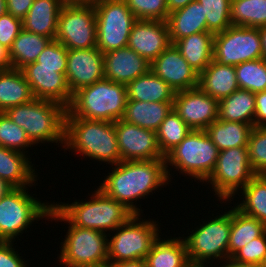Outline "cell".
<instances>
[{
    "instance_id": "6da1fadb",
    "label": "cell",
    "mask_w": 266,
    "mask_h": 267,
    "mask_svg": "<svg viewBox=\"0 0 266 267\" xmlns=\"http://www.w3.org/2000/svg\"><path fill=\"white\" fill-rule=\"evenodd\" d=\"M97 187L108 197L122 203L133 214L143 213L135 203L169 184L165 159L121 161ZM134 201V202H133ZM135 203V204H134Z\"/></svg>"
},
{
    "instance_id": "7a4b0ae2",
    "label": "cell",
    "mask_w": 266,
    "mask_h": 267,
    "mask_svg": "<svg viewBox=\"0 0 266 267\" xmlns=\"http://www.w3.org/2000/svg\"><path fill=\"white\" fill-rule=\"evenodd\" d=\"M63 148L111 166L121 162L114 122L65 117Z\"/></svg>"
},
{
    "instance_id": "3957f363",
    "label": "cell",
    "mask_w": 266,
    "mask_h": 267,
    "mask_svg": "<svg viewBox=\"0 0 266 267\" xmlns=\"http://www.w3.org/2000/svg\"><path fill=\"white\" fill-rule=\"evenodd\" d=\"M5 113L27 133L30 141L62 144L65 141V117L67 108L51 100L33 99L8 108ZM59 143V144H58Z\"/></svg>"
},
{
    "instance_id": "277c9868",
    "label": "cell",
    "mask_w": 266,
    "mask_h": 267,
    "mask_svg": "<svg viewBox=\"0 0 266 267\" xmlns=\"http://www.w3.org/2000/svg\"><path fill=\"white\" fill-rule=\"evenodd\" d=\"M127 86L103 78L73 93L66 117L115 122L123 118Z\"/></svg>"
},
{
    "instance_id": "5b68a950",
    "label": "cell",
    "mask_w": 266,
    "mask_h": 267,
    "mask_svg": "<svg viewBox=\"0 0 266 267\" xmlns=\"http://www.w3.org/2000/svg\"><path fill=\"white\" fill-rule=\"evenodd\" d=\"M93 193L89 201L75 200L70 204L60 202L53 206L72 225L103 233H112L133 215L122 203L108 197L99 188Z\"/></svg>"
},
{
    "instance_id": "8992f818",
    "label": "cell",
    "mask_w": 266,
    "mask_h": 267,
    "mask_svg": "<svg viewBox=\"0 0 266 267\" xmlns=\"http://www.w3.org/2000/svg\"><path fill=\"white\" fill-rule=\"evenodd\" d=\"M67 222L69 228L62 240L59 262L64 267H99L108 263V236L89 228L72 225L53 205L49 219Z\"/></svg>"
},
{
    "instance_id": "52a82bcc",
    "label": "cell",
    "mask_w": 266,
    "mask_h": 267,
    "mask_svg": "<svg viewBox=\"0 0 266 267\" xmlns=\"http://www.w3.org/2000/svg\"><path fill=\"white\" fill-rule=\"evenodd\" d=\"M218 147L212 142L205 130L191 132L165 156L166 172L171 182V167L180 174L206 182L210 177L217 158ZM171 167H169V166ZM169 168V169H168ZM171 170V172H170Z\"/></svg>"
},
{
    "instance_id": "ba28073f",
    "label": "cell",
    "mask_w": 266,
    "mask_h": 267,
    "mask_svg": "<svg viewBox=\"0 0 266 267\" xmlns=\"http://www.w3.org/2000/svg\"><path fill=\"white\" fill-rule=\"evenodd\" d=\"M27 188H13L0 200V241L14 242L34 221L49 219L53 203H42Z\"/></svg>"
},
{
    "instance_id": "9c48e42d",
    "label": "cell",
    "mask_w": 266,
    "mask_h": 267,
    "mask_svg": "<svg viewBox=\"0 0 266 267\" xmlns=\"http://www.w3.org/2000/svg\"><path fill=\"white\" fill-rule=\"evenodd\" d=\"M140 216V214H133L124 224L113 230L114 235L108 239L109 264L144 260L154 242L161 236L158 220L144 221Z\"/></svg>"
},
{
    "instance_id": "30bf717a",
    "label": "cell",
    "mask_w": 266,
    "mask_h": 267,
    "mask_svg": "<svg viewBox=\"0 0 266 267\" xmlns=\"http://www.w3.org/2000/svg\"><path fill=\"white\" fill-rule=\"evenodd\" d=\"M214 219L202 221L200 227L190 231L182 238L187 248L189 262L209 264L215 260L222 262L228 259V243L231 231V209ZM211 260V261H210Z\"/></svg>"
},
{
    "instance_id": "8fae6325",
    "label": "cell",
    "mask_w": 266,
    "mask_h": 267,
    "mask_svg": "<svg viewBox=\"0 0 266 267\" xmlns=\"http://www.w3.org/2000/svg\"><path fill=\"white\" fill-rule=\"evenodd\" d=\"M55 40L68 50L97 46L96 12L91 0H67L59 14Z\"/></svg>"
},
{
    "instance_id": "7c38bea8",
    "label": "cell",
    "mask_w": 266,
    "mask_h": 267,
    "mask_svg": "<svg viewBox=\"0 0 266 267\" xmlns=\"http://www.w3.org/2000/svg\"><path fill=\"white\" fill-rule=\"evenodd\" d=\"M249 162L247 146L219 151L215 167L206 181L211 184L214 195L225 203L232 201L255 176ZM214 189V190H213Z\"/></svg>"
},
{
    "instance_id": "4fadbf2b",
    "label": "cell",
    "mask_w": 266,
    "mask_h": 267,
    "mask_svg": "<svg viewBox=\"0 0 266 267\" xmlns=\"http://www.w3.org/2000/svg\"><path fill=\"white\" fill-rule=\"evenodd\" d=\"M96 12L97 48L104 54L128 45L137 18L124 0H91Z\"/></svg>"
},
{
    "instance_id": "5bb4252c",
    "label": "cell",
    "mask_w": 266,
    "mask_h": 267,
    "mask_svg": "<svg viewBox=\"0 0 266 267\" xmlns=\"http://www.w3.org/2000/svg\"><path fill=\"white\" fill-rule=\"evenodd\" d=\"M264 58L259 28L230 26L214 36L213 60L235 66Z\"/></svg>"
},
{
    "instance_id": "9a60e30c",
    "label": "cell",
    "mask_w": 266,
    "mask_h": 267,
    "mask_svg": "<svg viewBox=\"0 0 266 267\" xmlns=\"http://www.w3.org/2000/svg\"><path fill=\"white\" fill-rule=\"evenodd\" d=\"M121 161L165 159L159 150L156 132L128 123L114 122Z\"/></svg>"
},
{
    "instance_id": "2e32d148",
    "label": "cell",
    "mask_w": 266,
    "mask_h": 267,
    "mask_svg": "<svg viewBox=\"0 0 266 267\" xmlns=\"http://www.w3.org/2000/svg\"><path fill=\"white\" fill-rule=\"evenodd\" d=\"M172 109L192 130H206L218 120V100L199 87L176 92Z\"/></svg>"
},
{
    "instance_id": "e0dca14e",
    "label": "cell",
    "mask_w": 266,
    "mask_h": 267,
    "mask_svg": "<svg viewBox=\"0 0 266 267\" xmlns=\"http://www.w3.org/2000/svg\"><path fill=\"white\" fill-rule=\"evenodd\" d=\"M21 71L36 99L58 102L66 108L70 105L73 94L67 84L66 73H59V68L38 67V63L33 62Z\"/></svg>"
},
{
    "instance_id": "ac0fdd59",
    "label": "cell",
    "mask_w": 266,
    "mask_h": 267,
    "mask_svg": "<svg viewBox=\"0 0 266 267\" xmlns=\"http://www.w3.org/2000/svg\"><path fill=\"white\" fill-rule=\"evenodd\" d=\"M103 78L104 55L97 47L68 50L66 79L72 94Z\"/></svg>"
},
{
    "instance_id": "d6986e66",
    "label": "cell",
    "mask_w": 266,
    "mask_h": 267,
    "mask_svg": "<svg viewBox=\"0 0 266 267\" xmlns=\"http://www.w3.org/2000/svg\"><path fill=\"white\" fill-rule=\"evenodd\" d=\"M150 70L175 92L198 87L199 73L189 65L174 44L151 62Z\"/></svg>"
},
{
    "instance_id": "ffe728a7",
    "label": "cell",
    "mask_w": 266,
    "mask_h": 267,
    "mask_svg": "<svg viewBox=\"0 0 266 267\" xmlns=\"http://www.w3.org/2000/svg\"><path fill=\"white\" fill-rule=\"evenodd\" d=\"M171 44L167 22L137 20L130 32L127 46L151 63Z\"/></svg>"
},
{
    "instance_id": "44dd1931",
    "label": "cell",
    "mask_w": 266,
    "mask_h": 267,
    "mask_svg": "<svg viewBox=\"0 0 266 267\" xmlns=\"http://www.w3.org/2000/svg\"><path fill=\"white\" fill-rule=\"evenodd\" d=\"M104 55V78L128 85L150 71L151 63L128 46L108 51Z\"/></svg>"
},
{
    "instance_id": "7402d4cb",
    "label": "cell",
    "mask_w": 266,
    "mask_h": 267,
    "mask_svg": "<svg viewBox=\"0 0 266 267\" xmlns=\"http://www.w3.org/2000/svg\"><path fill=\"white\" fill-rule=\"evenodd\" d=\"M66 2L67 0H34L29 12L22 19L23 29L54 40L59 14Z\"/></svg>"
},
{
    "instance_id": "603a6c76",
    "label": "cell",
    "mask_w": 266,
    "mask_h": 267,
    "mask_svg": "<svg viewBox=\"0 0 266 267\" xmlns=\"http://www.w3.org/2000/svg\"><path fill=\"white\" fill-rule=\"evenodd\" d=\"M28 157L30 155L0 146V177L14 188L36 186L37 171Z\"/></svg>"
},
{
    "instance_id": "cb8c5ba5",
    "label": "cell",
    "mask_w": 266,
    "mask_h": 267,
    "mask_svg": "<svg viewBox=\"0 0 266 267\" xmlns=\"http://www.w3.org/2000/svg\"><path fill=\"white\" fill-rule=\"evenodd\" d=\"M198 87L218 101L229 96L232 92L239 89L235 66L222 65L212 60L199 73Z\"/></svg>"
},
{
    "instance_id": "d4e9b609",
    "label": "cell",
    "mask_w": 266,
    "mask_h": 267,
    "mask_svg": "<svg viewBox=\"0 0 266 267\" xmlns=\"http://www.w3.org/2000/svg\"><path fill=\"white\" fill-rule=\"evenodd\" d=\"M203 6L197 0L192 1L184 8L169 14L167 24L171 43L186 36L207 31V21L204 17Z\"/></svg>"
},
{
    "instance_id": "484cf974",
    "label": "cell",
    "mask_w": 266,
    "mask_h": 267,
    "mask_svg": "<svg viewBox=\"0 0 266 267\" xmlns=\"http://www.w3.org/2000/svg\"><path fill=\"white\" fill-rule=\"evenodd\" d=\"M214 36L212 32H200L177 40L174 45L184 59L198 73L213 60Z\"/></svg>"
},
{
    "instance_id": "4316f807",
    "label": "cell",
    "mask_w": 266,
    "mask_h": 267,
    "mask_svg": "<svg viewBox=\"0 0 266 267\" xmlns=\"http://www.w3.org/2000/svg\"><path fill=\"white\" fill-rule=\"evenodd\" d=\"M173 102H145L127 100L123 120L157 132L160 124L172 109Z\"/></svg>"
},
{
    "instance_id": "83f0119b",
    "label": "cell",
    "mask_w": 266,
    "mask_h": 267,
    "mask_svg": "<svg viewBox=\"0 0 266 267\" xmlns=\"http://www.w3.org/2000/svg\"><path fill=\"white\" fill-rule=\"evenodd\" d=\"M182 237L162 239L154 242L145 257L146 267H185L188 263L187 248Z\"/></svg>"
},
{
    "instance_id": "f1b7e54d",
    "label": "cell",
    "mask_w": 266,
    "mask_h": 267,
    "mask_svg": "<svg viewBox=\"0 0 266 267\" xmlns=\"http://www.w3.org/2000/svg\"><path fill=\"white\" fill-rule=\"evenodd\" d=\"M255 94L238 89L218 101V120L248 123L254 127Z\"/></svg>"
},
{
    "instance_id": "f546056e",
    "label": "cell",
    "mask_w": 266,
    "mask_h": 267,
    "mask_svg": "<svg viewBox=\"0 0 266 267\" xmlns=\"http://www.w3.org/2000/svg\"><path fill=\"white\" fill-rule=\"evenodd\" d=\"M173 88L151 70L127 85L128 100L145 102H173Z\"/></svg>"
},
{
    "instance_id": "4dcf8cb0",
    "label": "cell",
    "mask_w": 266,
    "mask_h": 267,
    "mask_svg": "<svg viewBox=\"0 0 266 267\" xmlns=\"http://www.w3.org/2000/svg\"><path fill=\"white\" fill-rule=\"evenodd\" d=\"M35 99L31 86L19 69L0 71V112Z\"/></svg>"
},
{
    "instance_id": "1f68e13d",
    "label": "cell",
    "mask_w": 266,
    "mask_h": 267,
    "mask_svg": "<svg viewBox=\"0 0 266 267\" xmlns=\"http://www.w3.org/2000/svg\"><path fill=\"white\" fill-rule=\"evenodd\" d=\"M266 231V225L254 217L248 216L231 207V231L228 243V259L252 239L260 237Z\"/></svg>"
},
{
    "instance_id": "d6a6232c",
    "label": "cell",
    "mask_w": 266,
    "mask_h": 267,
    "mask_svg": "<svg viewBox=\"0 0 266 267\" xmlns=\"http://www.w3.org/2000/svg\"><path fill=\"white\" fill-rule=\"evenodd\" d=\"M253 127L248 123L215 120L206 132L219 151L247 146Z\"/></svg>"
},
{
    "instance_id": "836d02e7",
    "label": "cell",
    "mask_w": 266,
    "mask_h": 267,
    "mask_svg": "<svg viewBox=\"0 0 266 267\" xmlns=\"http://www.w3.org/2000/svg\"><path fill=\"white\" fill-rule=\"evenodd\" d=\"M51 40V38L22 29L10 49L12 68L21 70L27 64L36 62Z\"/></svg>"
},
{
    "instance_id": "e575fe53",
    "label": "cell",
    "mask_w": 266,
    "mask_h": 267,
    "mask_svg": "<svg viewBox=\"0 0 266 267\" xmlns=\"http://www.w3.org/2000/svg\"><path fill=\"white\" fill-rule=\"evenodd\" d=\"M239 193L236 208L266 225V174H256Z\"/></svg>"
},
{
    "instance_id": "d590c367",
    "label": "cell",
    "mask_w": 266,
    "mask_h": 267,
    "mask_svg": "<svg viewBox=\"0 0 266 267\" xmlns=\"http://www.w3.org/2000/svg\"><path fill=\"white\" fill-rule=\"evenodd\" d=\"M230 22L232 26H265L266 0H231Z\"/></svg>"
},
{
    "instance_id": "8d00e7d4",
    "label": "cell",
    "mask_w": 266,
    "mask_h": 267,
    "mask_svg": "<svg viewBox=\"0 0 266 267\" xmlns=\"http://www.w3.org/2000/svg\"><path fill=\"white\" fill-rule=\"evenodd\" d=\"M191 130L182 118L171 109L156 132L158 147L162 155L165 157Z\"/></svg>"
},
{
    "instance_id": "74e56055",
    "label": "cell",
    "mask_w": 266,
    "mask_h": 267,
    "mask_svg": "<svg viewBox=\"0 0 266 267\" xmlns=\"http://www.w3.org/2000/svg\"><path fill=\"white\" fill-rule=\"evenodd\" d=\"M239 89L258 93L266 91V59L260 58L235 65Z\"/></svg>"
},
{
    "instance_id": "f35d334b",
    "label": "cell",
    "mask_w": 266,
    "mask_h": 267,
    "mask_svg": "<svg viewBox=\"0 0 266 267\" xmlns=\"http://www.w3.org/2000/svg\"><path fill=\"white\" fill-rule=\"evenodd\" d=\"M33 145L23 128L16 125L5 112H0V146L27 155L26 149Z\"/></svg>"
},
{
    "instance_id": "ab89813d",
    "label": "cell",
    "mask_w": 266,
    "mask_h": 267,
    "mask_svg": "<svg viewBox=\"0 0 266 267\" xmlns=\"http://www.w3.org/2000/svg\"><path fill=\"white\" fill-rule=\"evenodd\" d=\"M204 7L207 31L213 34L223 32L232 26L230 22L231 0H197Z\"/></svg>"
},
{
    "instance_id": "60d3db41",
    "label": "cell",
    "mask_w": 266,
    "mask_h": 267,
    "mask_svg": "<svg viewBox=\"0 0 266 267\" xmlns=\"http://www.w3.org/2000/svg\"><path fill=\"white\" fill-rule=\"evenodd\" d=\"M247 150L255 174H266V127L251 129Z\"/></svg>"
},
{
    "instance_id": "b9f144b4",
    "label": "cell",
    "mask_w": 266,
    "mask_h": 267,
    "mask_svg": "<svg viewBox=\"0 0 266 267\" xmlns=\"http://www.w3.org/2000/svg\"><path fill=\"white\" fill-rule=\"evenodd\" d=\"M137 20L168 19L167 0H124Z\"/></svg>"
},
{
    "instance_id": "7bdbcfd3",
    "label": "cell",
    "mask_w": 266,
    "mask_h": 267,
    "mask_svg": "<svg viewBox=\"0 0 266 267\" xmlns=\"http://www.w3.org/2000/svg\"><path fill=\"white\" fill-rule=\"evenodd\" d=\"M68 49L58 42L51 40L38 56V67L59 68V73H66Z\"/></svg>"
},
{
    "instance_id": "ee69618b",
    "label": "cell",
    "mask_w": 266,
    "mask_h": 267,
    "mask_svg": "<svg viewBox=\"0 0 266 267\" xmlns=\"http://www.w3.org/2000/svg\"><path fill=\"white\" fill-rule=\"evenodd\" d=\"M266 257V231L239 249L230 259L242 264L261 265Z\"/></svg>"
},
{
    "instance_id": "f6af8a7d",
    "label": "cell",
    "mask_w": 266,
    "mask_h": 267,
    "mask_svg": "<svg viewBox=\"0 0 266 267\" xmlns=\"http://www.w3.org/2000/svg\"><path fill=\"white\" fill-rule=\"evenodd\" d=\"M22 20L6 13L0 16V44L11 49L14 40L22 31Z\"/></svg>"
},
{
    "instance_id": "bcb514c9",
    "label": "cell",
    "mask_w": 266,
    "mask_h": 267,
    "mask_svg": "<svg viewBox=\"0 0 266 267\" xmlns=\"http://www.w3.org/2000/svg\"><path fill=\"white\" fill-rule=\"evenodd\" d=\"M13 244L14 242L0 241V267H27V261H23Z\"/></svg>"
},
{
    "instance_id": "7dc6e473",
    "label": "cell",
    "mask_w": 266,
    "mask_h": 267,
    "mask_svg": "<svg viewBox=\"0 0 266 267\" xmlns=\"http://www.w3.org/2000/svg\"><path fill=\"white\" fill-rule=\"evenodd\" d=\"M254 127H266V91L255 93Z\"/></svg>"
},
{
    "instance_id": "c3c4849f",
    "label": "cell",
    "mask_w": 266,
    "mask_h": 267,
    "mask_svg": "<svg viewBox=\"0 0 266 267\" xmlns=\"http://www.w3.org/2000/svg\"><path fill=\"white\" fill-rule=\"evenodd\" d=\"M33 1L34 0H6L7 13L22 20L29 12Z\"/></svg>"
},
{
    "instance_id": "681fc988",
    "label": "cell",
    "mask_w": 266,
    "mask_h": 267,
    "mask_svg": "<svg viewBox=\"0 0 266 267\" xmlns=\"http://www.w3.org/2000/svg\"><path fill=\"white\" fill-rule=\"evenodd\" d=\"M12 69L10 50L0 44V71Z\"/></svg>"
},
{
    "instance_id": "f907efd6",
    "label": "cell",
    "mask_w": 266,
    "mask_h": 267,
    "mask_svg": "<svg viewBox=\"0 0 266 267\" xmlns=\"http://www.w3.org/2000/svg\"><path fill=\"white\" fill-rule=\"evenodd\" d=\"M192 1L195 0H167L168 16L170 13L178 9L184 8Z\"/></svg>"
},
{
    "instance_id": "816d5d0a",
    "label": "cell",
    "mask_w": 266,
    "mask_h": 267,
    "mask_svg": "<svg viewBox=\"0 0 266 267\" xmlns=\"http://www.w3.org/2000/svg\"><path fill=\"white\" fill-rule=\"evenodd\" d=\"M115 267H146L144 260L121 261L113 264Z\"/></svg>"
},
{
    "instance_id": "f5cc1de1",
    "label": "cell",
    "mask_w": 266,
    "mask_h": 267,
    "mask_svg": "<svg viewBox=\"0 0 266 267\" xmlns=\"http://www.w3.org/2000/svg\"><path fill=\"white\" fill-rule=\"evenodd\" d=\"M224 264H220V267H262V265H256V264H242L238 262H234L231 259H227Z\"/></svg>"
},
{
    "instance_id": "db71d44e",
    "label": "cell",
    "mask_w": 266,
    "mask_h": 267,
    "mask_svg": "<svg viewBox=\"0 0 266 267\" xmlns=\"http://www.w3.org/2000/svg\"><path fill=\"white\" fill-rule=\"evenodd\" d=\"M13 188L14 187L11 184L0 177V200Z\"/></svg>"
},
{
    "instance_id": "11a10c76",
    "label": "cell",
    "mask_w": 266,
    "mask_h": 267,
    "mask_svg": "<svg viewBox=\"0 0 266 267\" xmlns=\"http://www.w3.org/2000/svg\"><path fill=\"white\" fill-rule=\"evenodd\" d=\"M259 32L261 35L263 56L266 59V25L259 27Z\"/></svg>"
},
{
    "instance_id": "9f6ffc18",
    "label": "cell",
    "mask_w": 266,
    "mask_h": 267,
    "mask_svg": "<svg viewBox=\"0 0 266 267\" xmlns=\"http://www.w3.org/2000/svg\"><path fill=\"white\" fill-rule=\"evenodd\" d=\"M209 264L206 263H194L189 262L185 267H208ZM212 266V263H210L209 267ZM218 267V265H216Z\"/></svg>"
},
{
    "instance_id": "6f0895ef",
    "label": "cell",
    "mask_w": 266,
    "mask_h": 267,
    "mask_svg": "<svg viewBox=\"0 0 266 267\" xmlns=\"http://www.w3.org/2000/svg\"><path fill=\"white\" fill-rule=\"evenodd\" d=\"M7 13L6 0H0V16H3Z\"/></svg>"
},
{
    "instance_id": "680465c9",
    "label": "cell",
    "mask_w": 266,
    "mask_h": 267,
    "mask_svg": "<svg viewBox=\"0 0 266 267\" xmlns=\"http://www.w3.org/2000/svg\"><path fill=\"white\" fill-rule=\"evenodd\" d=\"M99 267H115V266L113 264L107 263V264L101 265Z\"/></svg>"
},
{
    "instance_id": "91938a15",
    "label": "cell",
    "mask_w": 266,
    "mask_h": 267,
    "mask_svg": "<svg viewBox=\"0 0 266 267\" xmlns=\"http://www.w3.org/2000/svg\"><path fill=\"white\" fill-rule=\"evenodd\" d=\"M261 265H262V267H266V257H265V259Z\"/></svg>"
}]
</instances>
